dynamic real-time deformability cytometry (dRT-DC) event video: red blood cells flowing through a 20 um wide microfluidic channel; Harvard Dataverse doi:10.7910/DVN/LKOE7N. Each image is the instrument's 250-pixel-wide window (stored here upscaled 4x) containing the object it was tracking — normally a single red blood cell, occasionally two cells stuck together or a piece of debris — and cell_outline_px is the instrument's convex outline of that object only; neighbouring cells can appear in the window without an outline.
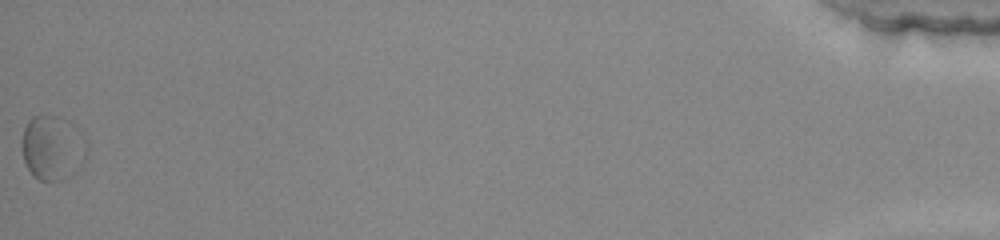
{"species": "common noctule bat (a hibernating species)", "species_latin": "Nyctalus noctula", "temperature_condition": "warm", "stored_images_in_passage": 43, "segment_of_instrument_passage": [2, 2], "camera_frame_rate_fps": 3000, "um_per_image_px": 0.085, "animal": {"sex": "female", "body_mass_g": 22.0, "forearm_length_mm": 56.7}, "frame": {"image": 1, "passage_image": 43, "time_ms": 14.0, "image_size_px": [1000, 240], "cell_outline_px": [[88, 152], [80, 168], [72, 176], [64, 180], [40, 180], [32, 176], [24, 160], [20, 144], [24, 128], [28, 120], [32, 116], [56, 116], [84, 132], [88, 140]], "centroid_in_image_um": [4.5, 12.58], "position_along_channel_um": 430.7, "area_um2": 25.03}}